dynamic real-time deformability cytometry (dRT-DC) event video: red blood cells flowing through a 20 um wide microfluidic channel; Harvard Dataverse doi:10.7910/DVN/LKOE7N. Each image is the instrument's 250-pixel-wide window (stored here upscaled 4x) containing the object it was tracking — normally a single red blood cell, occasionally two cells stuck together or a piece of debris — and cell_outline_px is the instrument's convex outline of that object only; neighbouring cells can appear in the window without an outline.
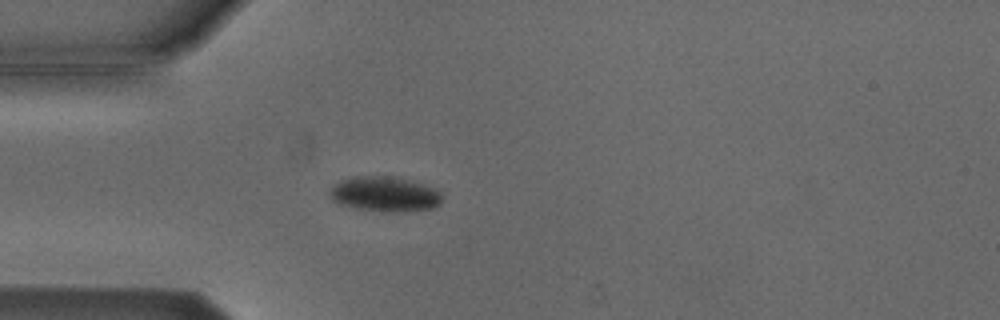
{"species": "Egyptian fruit bat (a non-hibernating species)", "species_latin": "Rousettus aegyptiacus", "temperature_condition": "cold", "stored_images_in_passage": 3, "camera_frame_rate_fps": 3000, "um_per_image_px": 0.085, "animal": {"sex": "male"}, "frame": {"image": 1, "passage_image": 3, "time_ms": 3.333, "image_size_px": [1000, 320], "cell_outline_px": [[444, 196], [440, 204], [432, 208], [404, 212], [380, 212], [352, 208], [340, 204], [332, 200], [328, 196], [332, 188], [340, 180], [352, 176], [396, 176], [424, 184], [436, 188]], "centroid_in_image_um": [32.72, 16.5], "position_along_channel_um": 52.3, "area_um2": 23.47}}